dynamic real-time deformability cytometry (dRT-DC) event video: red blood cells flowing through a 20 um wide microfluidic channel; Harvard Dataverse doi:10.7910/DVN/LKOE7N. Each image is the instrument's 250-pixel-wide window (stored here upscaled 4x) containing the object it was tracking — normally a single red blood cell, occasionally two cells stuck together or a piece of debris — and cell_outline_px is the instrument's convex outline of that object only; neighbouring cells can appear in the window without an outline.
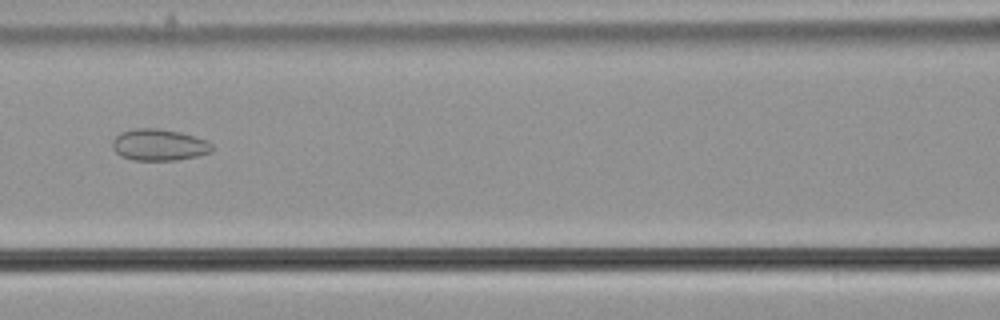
{"species": "common noctule bat (a hibernating species)", "species_latin": "Nyctalus noctula", "temperature_condition": "cold", "stored_images_in_passage": 57, "camera_frame_rate_fps": 3000, "um_per_image_px": 0.085, "animal": {"sex": "male", "body_mass_g": 21.5, "forearm_length_mm": 52.0}, "frame": {"image": 1, "passage_image": 26, "time_ms": 8.333, "image_size_px": [1000, 320], "cell_outline_px": [[212, 148], [208, 152], [196, 156], [176, 160], [136, 160], [120, 156], [112, 148], [112, 140], [120, 132], [136, 128], [160, 128], [180, 132], [204, 140], [212, 144]], "centroid_in_image_um": [13.45, 12.3], "position_along_channel_um": 153.1, "area_um2": 18.15}}
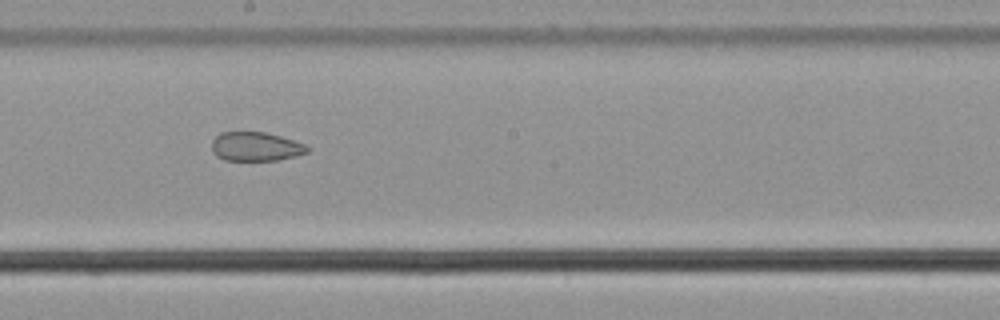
{"frame": {"image": 2, "passage_image": 32, "time_ms": 10.333, "image_size_px": [1000, 320], "cell_outline_px": [[312, 148], [308, 152], [296, 156], [276, 160], [224, 160], [216, 156], [212, 152], [212, 140], [220, 132], [264, 132], [280, 136], [308, 144]], "centroid_in_image_um": [21.77, 12.46], "position_along_channel_um": 226.4, "area_um2": 16.36}}
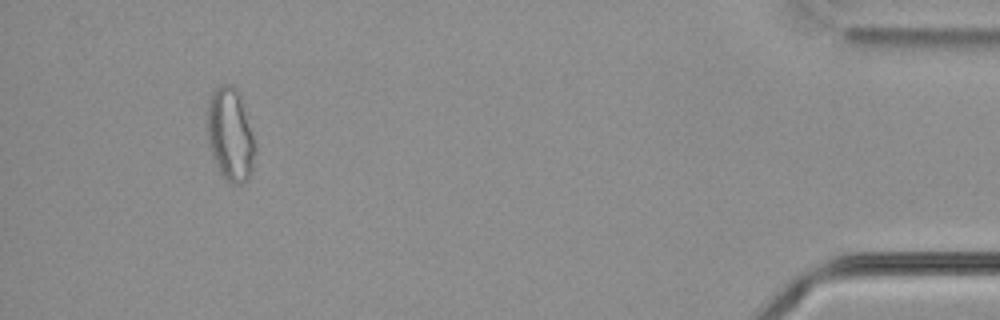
{"frame": {"image": 3, "passage_image": 53, "time_ms": 17.333, "image_size_px": [1000, 320], "cell_outline_px": [[256, 152], [252, 168], [248, 180], [240, 184], [228, 184], [220, 172], [216, 164], [208, 140], [208, 96], [212, 88], [220, 84], [232, 84], [240, 92], [256, 148]], "centroid_in_image_um": [19.58, 11.4], "position_along_channel_um": 415.6, "area_um2": 26.18}, "authors_computed_cell_mechanics": {"area_um2": 23.2934, "velocity_mm_per_s": 3.6814, "shape_relaxation_time_tau1_ms": null, "shape_relaxation_time_tau2_ms": 2.3066, "deformation_change_tau1": null, "deformation_change_tau2": 0.0707}}